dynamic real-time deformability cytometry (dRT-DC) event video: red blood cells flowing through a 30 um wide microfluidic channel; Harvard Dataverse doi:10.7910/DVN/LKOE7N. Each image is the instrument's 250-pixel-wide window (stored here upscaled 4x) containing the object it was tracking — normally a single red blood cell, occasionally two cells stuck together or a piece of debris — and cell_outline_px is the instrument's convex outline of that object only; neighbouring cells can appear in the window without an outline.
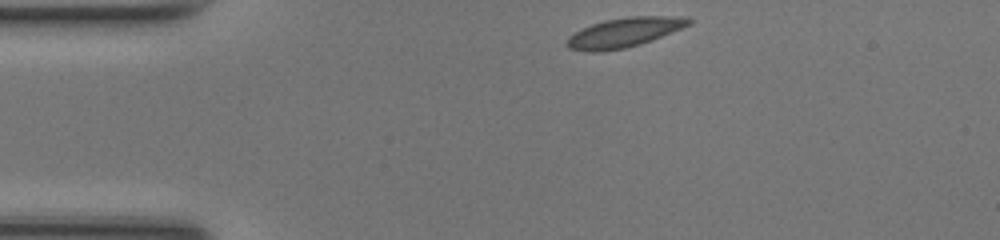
{"species": "common noctule bat (a hibernating species)", "species_latin": "Nyctalus noctula", "temperature_condition": "room temperature", "stored_images_in_passage": 40, "camera_frame_rate_fps": 3000, "um_per_image_px": 0.085, "animal": {"sex": "female", "body_mass_g": 17.0, "forearm_length_mm": 48.0}, "frame": {"image": 1, "passage_image": 1, "time_ms": 0.0, "image_size_px": [1000, 240], "cell_outline_px": [[692, 24], [652, 40], [640, 44], [624, 48], [600, 52], [592, 52], [568, 48], [564, 44], [568, 36], [592, 24], [604, 20], [632, 16], [688, 16], [692, 20]], "centroid_in_image_um": [53.08, 2.75], "position_along_channel_um": 31.9, "area_um2": 20.98}}
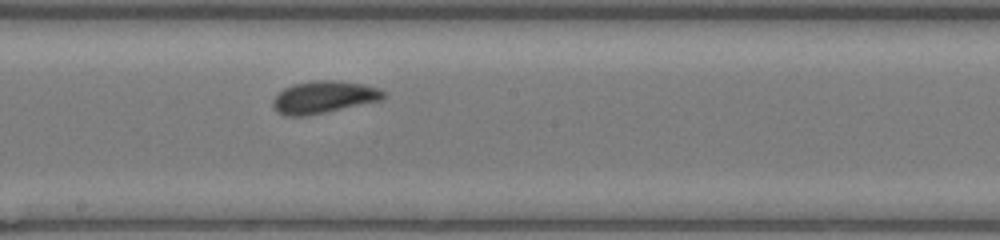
{"frame": {"image": 2, "passage_image": 18, "time_ms": 5.667, "image_size_px": [1000, 240], "cell_outline_px": [[384, 96], [380, 100], [308, 116], [284, 116], [276, 112], [272, 108], [272, 100], [284, 88], [296, 84], [316, 80], [332, 80], [364, 84], [376, 88], [384, 92]], "centroid_in_image_um": [27.45, 8.27], "position_along_channel_um": 220.8, "area_um2": 20.58}}
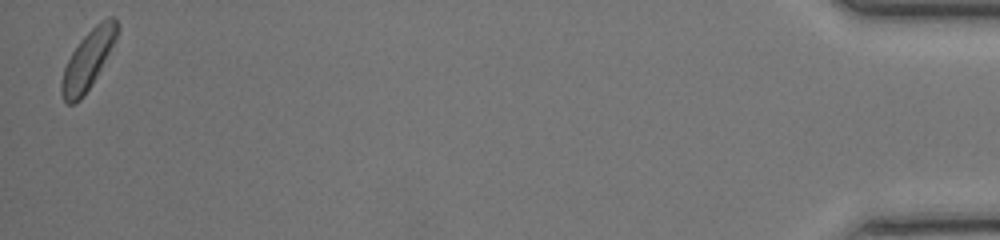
{"frame": {"image": 3, "passage_image": 40, "time_ms": 13.0, "image_size_px": [1000, 240], "cell_outline_px": [[120, 28], [92, 84], [84, 96], [80, 100], [72, 104], [68, 104], [64, 100], [60, 92], [60, 84], [64, 68], [72, 52], [80, 40], [96, 24], [112, 16], [116, 16]], "centroid_in_image_um": [7.45, 5.1], "position_along_channel_um": 427.8, "area_um2": 18.55}, "authors_computed_cell_mechanics": {"area_um2": 19.9699, "velocity_mm_per_s": 4.1915, "shape_relaxation_time_tau1_ms": 2.4408, "shape_relaxation_time_tau2_ms": 0.6931, "deformation_change_tau1": 0.128, "deformation_change_tau2": 0.0654}}